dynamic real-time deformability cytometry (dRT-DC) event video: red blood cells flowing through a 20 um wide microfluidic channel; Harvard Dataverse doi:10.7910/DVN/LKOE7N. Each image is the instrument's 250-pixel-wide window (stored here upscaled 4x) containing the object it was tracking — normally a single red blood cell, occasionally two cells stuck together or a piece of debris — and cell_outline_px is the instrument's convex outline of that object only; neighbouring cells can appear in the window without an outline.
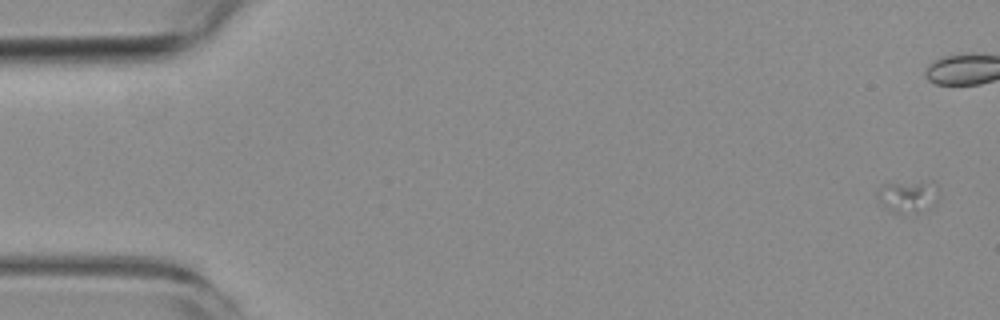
{"species": "common noctule bat (a hibernating species)", "species_latin": "Nyctalus noctula", "temperature_condition": "room temperature", "stored_images_in_passage": 11, "camera_frame_rate_fps": 3000, "um_per_image_px": 0.085, "animal": {"sex": "female", "body_mass_g": 19.3, "forearm_length_mm": 54.1}, "frame": {"image": 1, "passage_image": 1, "time_ms": 0.0, "image_size_px": [1000, 320], "cell_outline_px": [[940, 196], [936, 200], [920, 212], [892, 212], [884, 208], [880, 204], [876, 196], [876, 188], [880, 184], [932, 180], [936, 184]], "centroid_in_image_um": [77.13, 16.64], "position_along_channel_um": 7.9, "area_um2": 11.79}}